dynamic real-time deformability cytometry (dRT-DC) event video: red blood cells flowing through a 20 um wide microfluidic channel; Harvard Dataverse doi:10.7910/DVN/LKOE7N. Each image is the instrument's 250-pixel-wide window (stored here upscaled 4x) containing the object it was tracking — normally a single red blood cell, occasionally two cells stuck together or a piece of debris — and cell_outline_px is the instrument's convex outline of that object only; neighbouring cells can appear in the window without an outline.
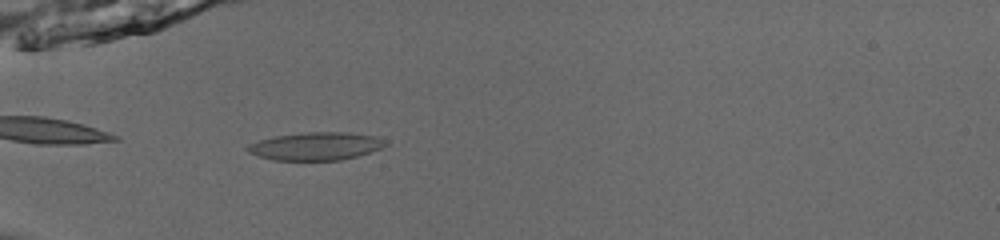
{"species": "common noctule bat (a hibernating species)", "species_latin": "Nyctalus noctula", "temperature_condition": "room temperature", "stored_images_in_passage": 36, "camera_frame_rate_fps": 3000, "um_per_image_px": 0.085, "animal": {"sex": "male", "body_mass_g": 13.0, "forearm_length_mm": 53.1}, "frame": {"image": 1, "passage_image": 2, "time_ms": 0.333, "image_size_px": [1000, 240], "cell_outline_px": [[388, 144], [380, 148], [356, 156], [340, 160], [276, 160], [260, 156], [248, 152], [244, 148], [248, 144], [260, 140], [276, 136], [308, 132], [348, 132], [376, 136], [384, 140]], "centroid_in_image_um": [26.83, 12.42], "position_along_channel_um": 58.2, "area_um2": 22.2}}
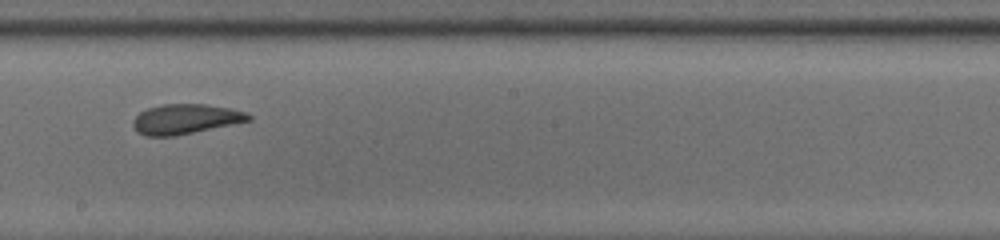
{"frame": {"image": 2, "passage_image": 16, "time_ms": 5.0, "image_size_px": [1000, 240], "cell_outline_px": [[252, 120], [176, 136], [144, 136], [136, 132], [132, 124], [132, 120], [140, 112], [148, 108], [164, 104], [204, 104], [228, 108], [244, 112], [252, 116]], "centroid_in_image_um": [15.72, 10.13], "position_along_channel_um": 232.5, "area_um2": 20.11}}
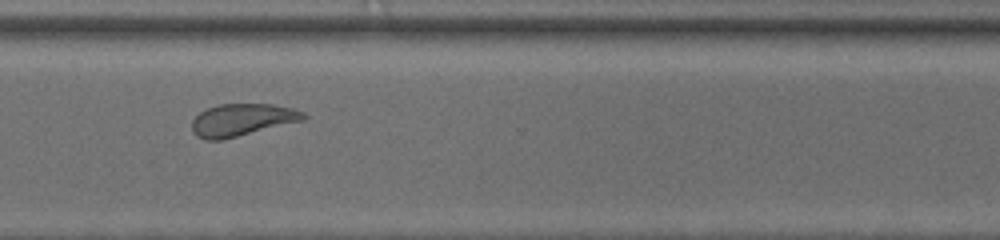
{"frame": {"image": 3, "passage_image": 25, "time_ms": 8.0, "image_size_px": [1000, 240], "cell_outline_px": [[308, 116], [304, 120], [220, 140], [204, 140], [196, 136], [192, 132], [192, 120], [200, 112], [208, 108], [220, 104], [272, 104], [292, 108], [304, 112]], "centroid_in_image_um": [20.56, 10.19], "position_along_channel_um": 350.0, "area_um2": 20.87}, "authors_computed_cell_mechanics": {"area_um2": 20.9814, "velocity_mm_per_s": 3.9373, "shape_relaxation_time_tau1_ms": 5.0469, "shape_relaxation_time_tau2_ms": 2.9735, "deformation_change_tau1": 0.1336, "deformation_change_tau2": 0.04}}